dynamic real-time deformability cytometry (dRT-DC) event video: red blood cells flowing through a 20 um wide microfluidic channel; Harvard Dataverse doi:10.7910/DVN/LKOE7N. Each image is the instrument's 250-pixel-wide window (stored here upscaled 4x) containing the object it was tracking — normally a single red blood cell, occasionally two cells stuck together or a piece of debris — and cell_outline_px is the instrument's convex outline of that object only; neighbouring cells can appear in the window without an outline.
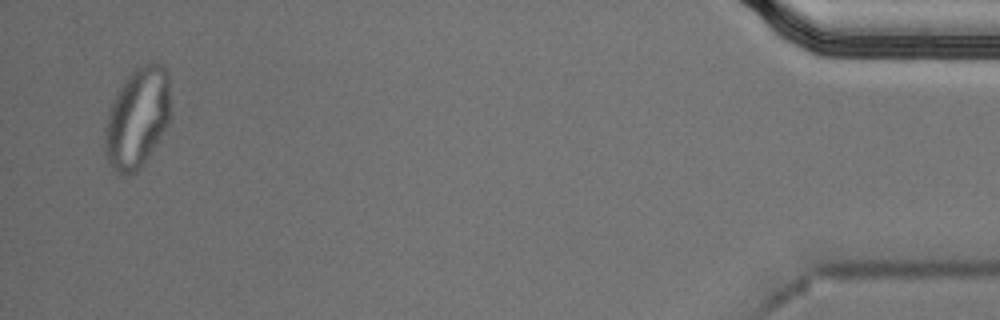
{"species": "Egyptian fruit bat (a non-hibernating species)", "species_latin": "Rousettus aegyptiacus", "temperature_condition": "cold", "stored_images_in_passage": 54, "segment_of_instrument_passage": [2, 2], "camera_frame_rate_fps": 3000, "um_per_image_px": 0.085, "animal": {"sex": "male"}, "frame": {"image": 1, "passage_image": 53, "time_ms": 17.333, "image_size_px": [1000, 320], "cell_outline_px": [[168, 124], [144, 164], [136, 172], [128, 176], [120, 176], [108, 164], [104, 156], [104, 128], [112, 104], [124, 80], [140, 64], [148, 60], [156, 60], [164, 64], [168, 72]], "centroid_in_image_um": [11.65, 10.04], "position_along_channel_um": 423.6, "area_um2": 38.67}}